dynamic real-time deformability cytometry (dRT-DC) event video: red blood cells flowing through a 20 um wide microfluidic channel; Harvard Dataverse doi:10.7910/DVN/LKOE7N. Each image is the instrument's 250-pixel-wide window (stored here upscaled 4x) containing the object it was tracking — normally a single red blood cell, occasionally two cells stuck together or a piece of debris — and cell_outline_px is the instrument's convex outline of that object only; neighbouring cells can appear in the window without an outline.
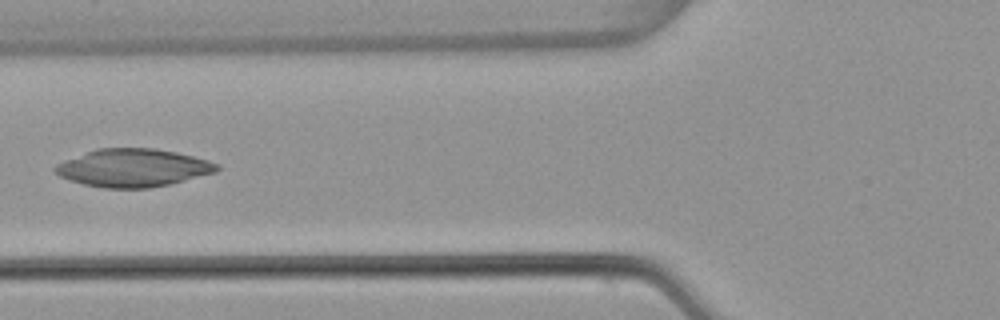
{"species": "common noctule bat (a hibernating species)", "species_latin": "Nyctalus noctula", "temperature_condition": "warm", "stored_images_in_passage": 6, "camera_frame_rate_fps": 3000, "um_per_image_px": 0.085, "animal": {"sex": "female", "body_mass_g": 22.7, "forearm_length_mm": 54.2}, "frame": {"image": 1, "passage_image": 6, "time_ms": 1.667, "image_size_px": [1000, 320], "cell_outline_px": [[220, 168], [216, 172], [168, 184], [148, 188], [104, 188], [84, 184], [60, 176], [52, 168], [56, 164], [64, 160], [96, 148], [156, 148], [176, 152], [208, 160], [220, 164]], "centroid_in_image_um": [11.31, 14.25], "position_along_channel_um": 114.5, "area_um2": 35.6}}